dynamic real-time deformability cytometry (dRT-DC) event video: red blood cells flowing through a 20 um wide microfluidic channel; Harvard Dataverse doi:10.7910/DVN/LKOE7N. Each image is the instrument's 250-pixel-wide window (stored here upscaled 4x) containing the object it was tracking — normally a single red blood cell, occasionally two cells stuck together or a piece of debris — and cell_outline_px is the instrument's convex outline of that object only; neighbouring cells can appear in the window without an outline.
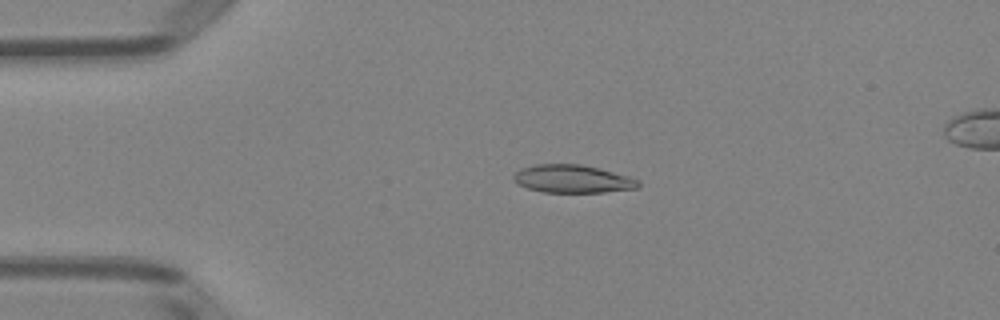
{"species": "Egyptian fruit bat (a non-hibernating species)", "species_latin": "Rousettus aegyptiacus", "temperature_condition": "room temperature", "stored_images_in_passage": 43, "camera_frame_rate_fps": 3000, "um_per_image_px": 0.085, "animal": {"sex": "female"}, "frame": {"image": 1, "passage_image": 4, "time_ms": 1.0, "image_size_px": [1000, 320], "cell_outline_px": [[640, 184], [636, 188], [604, 192], [544, 192], [528, 188], [516, 184], [512, 180], [512, 176], [520, 168], [536, 164], [580, 164], [600, 168], [628, 176], [640, 180]], "centroid_in_image_um": [48.63, 15.2], "position_along_channel_um": 36.4, "area_um2": 20.4}}
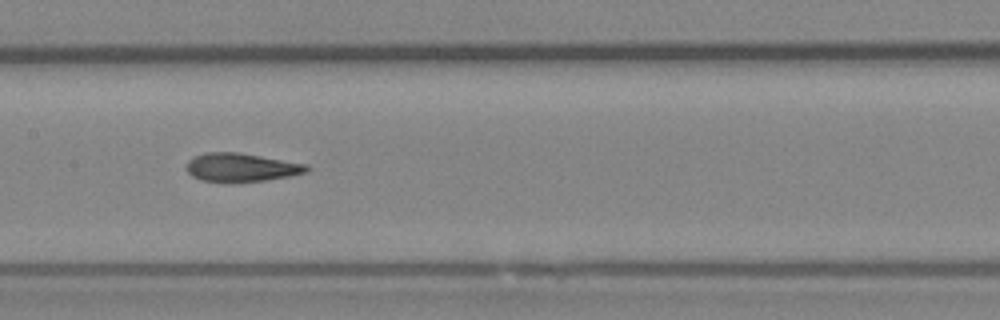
{"frame": {"image": 2, "passage_image": 18, "time_ms": 5.667, "image_size_px": [1000, 320], "cell_outline_px": [[312, 168], [308, 172], [288, 176], [264, 180], [200, 180], [192, 176], [184, 168], [188, 160], [196, 156], [208, 152], [240, 152], [308, 164]], "centroid_in_image_um": [20.54, 14.19], "position_along_channel_um": 186.9, "area_um2": 19.59}}
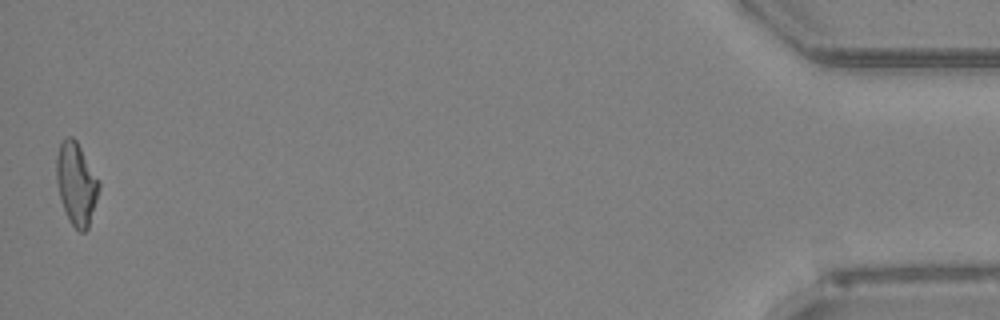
{"frame": {"image": 3, "passage_image": 43, "time_ms": 14.0, "image_size_px": [1000, 320], "cell_outline_px": [[100, 188], [88, 228], [84, 232], [80, 232], [68, 220], [60, 196], [56, 180], [56, 156], [60, 144], [64, 136], [72, 136], [76, 140], [100, 180]], "centroid_in_image_um": [6.49, 15.58], "position_along_channel_um": 428.7, "area_um2": 20.46}, "authors_computed_cell_mechanics": {"area_um2": 20.2878, "velocity_mm_per_s": 4.0096, "shape_relaxation_time_tau1_ms": 7.6873, "shape_relaxation_time_tau2_ms": 1.6431, "deformation_change_tau1": 0.2276, "deformation_change_tau2": 0.1026}}